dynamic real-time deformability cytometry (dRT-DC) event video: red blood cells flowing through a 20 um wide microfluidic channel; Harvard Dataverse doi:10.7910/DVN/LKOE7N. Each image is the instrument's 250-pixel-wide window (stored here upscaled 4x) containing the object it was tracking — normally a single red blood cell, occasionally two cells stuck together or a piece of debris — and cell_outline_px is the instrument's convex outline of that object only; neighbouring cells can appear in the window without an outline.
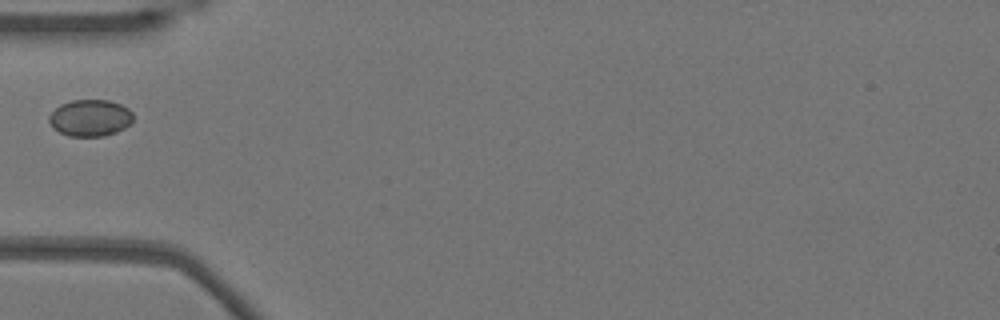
{"species": "Egyptian fruit bat (a non-hibernating species)", "species_latin": "Rousettus aegyptiacus", "temperature_condition": "warm", "stored_images_in_passage": 37, "camera_frame_rate_fps": 3000, "um_per_image_px": 0.085, "animal": {"sex": "female"}, "frame": {"image": 1, "passage_image": 1, "time_ms": 0.0, "image_size_px": [1000, 320], "cell_outline_px": [[132, 124], [116, 132], [104, 136], [68, 136], [52, 128], [48, 120], [48, 116], [60, 104], [72, 100], [108, 100], [120, 104], [128, 108], [132, 112]], "centroid_in_image_um": [7.66, 10.02], "position_along_channel_um": 77.3, "area_um2": 18.09}}
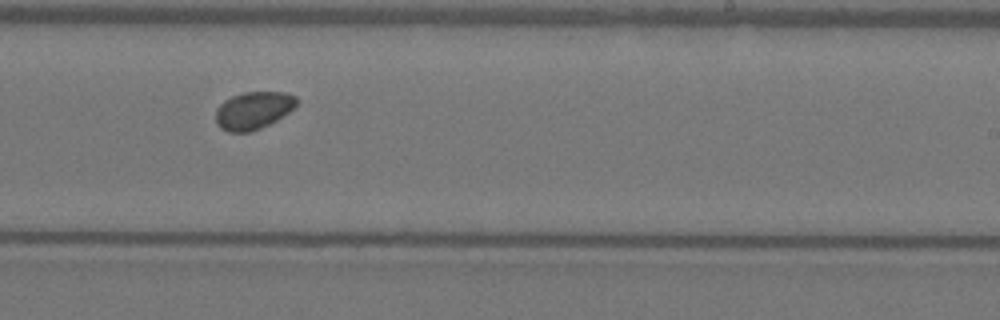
{"frame": {"image": 2, "passage_image": 16, "time_ms": 5.0, "image_size_px": [1000, 320], "cell_outline_px": [[296, 104], [288, 112], [276, 120], [260, 128], [248, 132], [228, 132], [220, 128], [216, 124], [216, 108], [224, 100], [232, 96], [244, 92], [284, 92], [296, 96]], "centroid_in_image_um": [21.49, 9.38], "position_along_channel_um": 267.5, "area_um2": 17.57}}
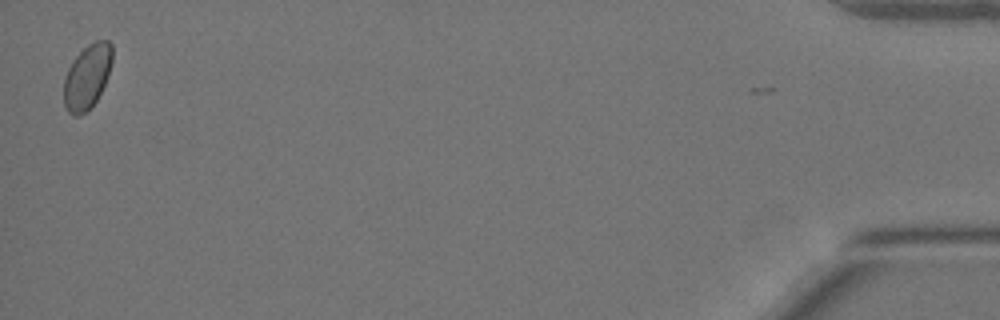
{"frame": {"image": 3, "passage_image": 36, "time_ms": 11.667, "image_size_px": [1000, 320], "cell_outline_px": [[112, 60], [108, 76], [96, 100], [80, 116], [72, 116], [68, 112], [64, 104], [64, 80], [68, 68], [72, 60], [88, 44], [96, 40], [108, 40], [112, 44]], "centroid_in_image_um": [7.4, 6.5], "position_along_channel_um": 427.8, "area_um2": 18.09}}